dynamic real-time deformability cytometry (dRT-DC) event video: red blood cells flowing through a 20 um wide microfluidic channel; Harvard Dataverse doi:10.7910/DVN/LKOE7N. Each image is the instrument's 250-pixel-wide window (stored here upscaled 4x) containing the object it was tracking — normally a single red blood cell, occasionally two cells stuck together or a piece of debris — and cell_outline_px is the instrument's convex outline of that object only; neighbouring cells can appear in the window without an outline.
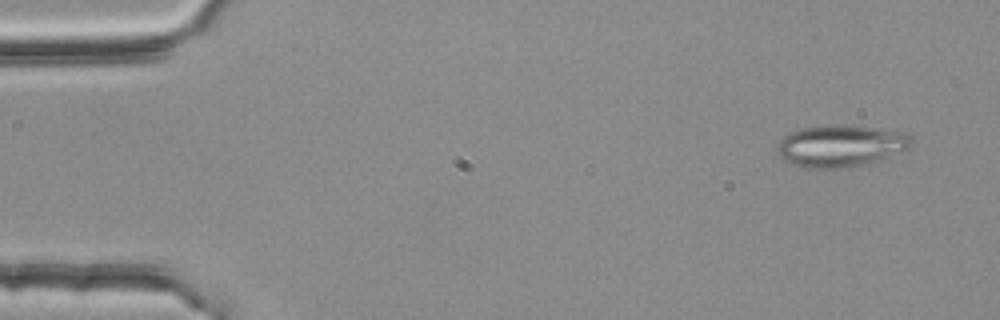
{"species": "common noctule bat (a hibernating species)", "species_latin": "Nyctalus noctula", "temperature_condition": "room temperature", "stored_images_in_passage": 19, "camera_frame_rate_fps": 3000, "um_per_image_px": 0.085, "animal": {"sex": "female", "body_mass_g": 25.1}, "frame": {"image": 1, "passage_image": 4, "time_ms": 1.0, "image_size_px": [1000, 320], "cell_outline_px": [[916, 140], [908, 148], [876, 164], [840, 168], [800, 168], [792, 164], [780, 156], [776, 152], [776, 148], [780, 140], [788, 132], [800, 128], [828, 124], [848, 124], [904, 132], [912, 136]], "centroid_in_image_um": [71.49, 12.4], "position_along_channel_um": 13.5, "area_um2": 33.81}}